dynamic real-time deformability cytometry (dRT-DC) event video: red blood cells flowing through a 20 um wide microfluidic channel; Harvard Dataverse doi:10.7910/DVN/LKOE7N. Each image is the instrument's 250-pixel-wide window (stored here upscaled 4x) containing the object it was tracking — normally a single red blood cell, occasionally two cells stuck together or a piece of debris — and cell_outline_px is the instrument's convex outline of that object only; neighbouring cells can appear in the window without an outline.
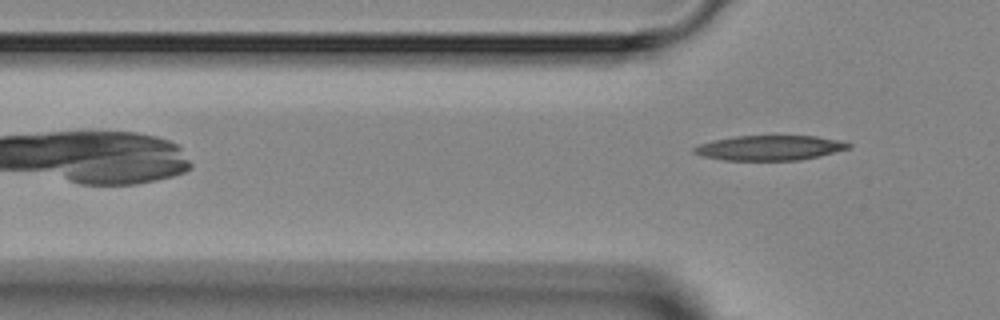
{"species": "Egyptian fruit bat (a non-hibernating species)", "species_latin": "Rousettus aegyptiacus", "temperature_condition": "room temperature", "stored_images_in_passage": 5, "camera_frame_rate_fps": 3000, "um_per_image_px": 0.085, "animal": {"sex": "female"}, "frame": {"image": 1, "passage_image": 5, "time_ms": 5.667, "image_size_px": [1000, 320], "cell_outline_px": [[852, 148], [820, 156], [800, 160], [724, 160], [704, 156], [692, 152], [692, 148], [700, 144], [712, 140], [736, 136], [816, 136], [836, 140], [852, 144]], "centroid_in_image_um": [65.43, 12.57], "position_along_channel_um": 60.4, "area_um2": 22.37}}